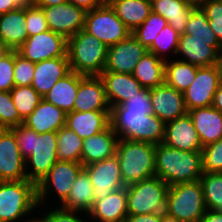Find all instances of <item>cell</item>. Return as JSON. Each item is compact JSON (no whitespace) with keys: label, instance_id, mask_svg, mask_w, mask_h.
<instances>
[{"label":"cell","instance_id":"obj_1","mask_svg":"<svg viewBox=\"0 0 222 222\" xmlns=\"http://www.w3.org/2000/svg\"><path fill=\"white\" fill-rule=\"evenodd\" d=\"M25 159L27 180L36 185L58 161L57 132L38 134L24 124L10 128Z\"/></svg>","mask_w":222,"mask_h":222},{"label":"cell","instance_id":"obj_2","mask_svg":"<svg viewBox=\"0 0 222 222\" xmlns=\"http://www.w3.org/2000/svg\"><path fill=\"white\" fill-rule=\"evenodd\" d=\"M202 151L178 150L164 143L155 145V176L169 186L200 180Z\"/></svg>","mask_w":222,"mask_h":222},{"label":"cell","instance_id":"obj_3","mask_svg":"<svg viewBox=\"0 0 222 222\" xmlns=\"http://www.w3.org/2000/svg\"><path fill=\"white\" fill-rule=\"evenodd\" d=\"M110 125L118 138L159 144L163 142L165 123L146 110L124 109L116 105L110 109Z\"/></svg>","mask_w":222,"mask_h":222},{"label":"cell","instance_id":"obj_4","mask_svg":"<svg viewBox=\"0 0 222 222\" xmlns=\"http://www.w3.org/2000/svg\"><path fill=\"white\" fill-rule=\"evenodd\" d=\"M116 156L125 186L155 176V144L119 138Z\"/></svg>","mask_w":222,"mask_h":222},{"label":"cell","instance_id":"obj_5","mask_svg":"<svg viewBox=\"0 0 222 222\" xmlns=\"http://www.w3.org/2000/svg\"><path fill=\"white\" fill-rule=\"evenodd\" d=\"M67 55L71 71L82 76H99L105 69L107 46L81 30L68 39Z\"/></svg>","mask_w":222,"mask_h":222},{"label":"cell","instance_id":"obj_6","mask_svg":"<svg viewBox=\"0 0 222 222\" xmlns=\"http://www.w3.org/2000/svg\"><path fill=\"white\" fill-rule=\"evenodd\" d=\"M37 208V189L34 182L27 179L0 181L1 222H22L32 217Z\"/></svg>","mask_w":222,"mask_h":222},{"label":"cell","instance_id":"obj_7","mask_svg":"<svg viewBox=\"0 0 222 222\" xmlns=\"http://www.w3.org/2000/svg\"><path fill=\"white\" fill-rule=\"evenodd\" d=\"M200 180L169 186L165 213L181 222H200L206 212Z\"/></svg>","mask_w":222,"mask_h":222},{"label":"cell","instance_id":"obj_8","mask_svg":"<svg viewBox=\"0 0 222 222\" xmlns=\"http://www.w3.org/2000/svg\"><path fill=\"white\" fill-rule=\"evenodd\" d=\"M169 185L158 176L126 186L128 215L164 213Z\"/></svg>","mask_w":222,"mask_h":222},{"label":"cell","instance_id":"obj_9","mask_svg":"<svg viewBox=\"0 0 222 222\" xmlns=\"http://www.w3.org/2000/svg\"><path fill=\"white\" fill-rule=\"evenodd\" d=\"M84 168L82 163L58 160L49 173L36 185L38 208H46L48 199H57L56 206L62 203L69 195L73 182ZM54 194V195H53ZM49 196V197H48ZM58 197V198H57Z\"/></svg>","mask_w":222,"mask_h":222},{"label":"cell","instance_id":"obj_10","mask_svg":"<svg viewBox=\"0 0 222 222\" xmlns=\"http://www.w3.org/2000/svg\"><path fill=\"white\" fill-rule=\"evenodd\" d=\"M84 31L95 36L107 47L126 39L131 31L117 17L110 5H101L86 12Z\"/></svg>","mask_w":222,"mask_h":222},{"label":"cell","instance_id":"obj_11","mask_svg":"<svg viewBox=\"0 0 222 222\" xmlns=\"http://www.w3.org/2000/svg\"><path fill=\"white\" fill-rule=\"evenodd\" d=\"M68 40L51 30L28 37L17 49L25 59L38 63L57 57H68Z\"/></svg>","mask_w":222,"mask_h":222},{"label":"cell","instance_id":"obj_12","mask_svg":"<svg viewBox=\"0 0 222 222\" xmlns=\"http://www.w3.org/2000/svg\"><path fill=\"white\" fill-rule=\"evenodd\" d=\"M219 85V73L216 65L198 67L195 79L183 92L187 110L212 106Z\"/></svg>","mask_w":222,"mask_h":222},{"label":"cell","instance_id":"obj_13","mask_svg":"<svg viewBox=\"0 0 222 222\" xmlns=\"http://www.w3.org/2000/svg\"><path fill=\"white\" fill-rule=\"evenodd\" d=\"M84 169L88 172L94 187V201L104 198L110 192L126 187L123 183L120 165L116 154L111 158L84 166Z\"/></svg>","mask_w":222,"mask_h":222},{"label":"cell","instance_id":"obj_14","mask_svg":"<svg viewBox=\"0 0 222 222\" xmlns=\"http://www.w3.org/2000/svg\"><path fill=\"white\" fill-rule=\"evenodd\" d=\"M222 51L219 41H201L194 36L180 34L175 59L198 67L216 65Z\"/></svg>","mask_w":222,"mask_h":222},{"label":"cell","instance_id":"obj_15","mask_svg":"<svg viewBox=\"0 0 222 222\" xmlns=\"http://www.w3.org/2000/svg\"><path fill=\"white\" fill-rule=\"evenodd\" d=\"M43 9L49 30L64 36L67 40L84 29L86 12L77 6L64 2Z\"/></svg>","mask_w":222,"mask_h":222},{"label":"cell","instance_id":"obj_16","mask_svg":"<svg viewBox=\"0 0 222 222\" xmlns=\"http://www.w3.org/2000/svg\"><path fill=\"white\" fill-rule=\"evenodd\" d=\"M148 52L131 33L126 39L107 48V61L103 72L132 74L138 61Z\"/></svg>","mask_w":222,"mask_h":222},{"label":"cell","instance_id":"obj_17","mask_svg":"<svg viewBox=\"0 0 222 222\" xmlns=\"http://www.w3.org/2000/svg\"><path fill=\"white\" fill-rule=\"evenodd\" d=\"M27 179L25 159L20 154L14 132L5 128L0 134V181Z\"/></svg>","mask_w":222,"mask_h":222},{"label":"cell","instance_id":"obj_18","mask_svg":"<svg viewBox=\"0 0 222 222\" xmlns=\"http://www.w3.org/2000/svg\"><path fill=\"white\" fill-rule=\"evenodd\" d=\"M150 98L154 115L164 123L188 113L183 92L177 91L165 82L150 89Z\"/></svg>","mask_w":222,"mask_h":222},{"label":"cell","instance_id":"obj_19","mask_svg":"<svg viewBox=\"0 0 222 222\" xmlns=\"http://www.w3.org/2000/svg\"><path fill=\"white\" fill-rule=\"evenodd\" d=\"M185 151H202V144L189 113L165 123L163 142Z\"/></svg>","mask_w":222,"mask_h":222},{"label":"cell","instance_id":"obj_20","mask_svg":"<svg viewBox=\"0 0 222 222\" xmlns=\"http://www.w3.org/2000/svg\"><path fill=\"white\" fill-rule=\"evenodd\" d=\"M110 109L101 77L79 75V86L73 111H110Z\"/></svg>","mask_w":222,"mask_h":222},{"label":"cell","instance_id":"obj_21","mask_svg":"<svg viewBox=\"0 0 222 222\" xmlns=\"http://www.w3.org/2000/svg\"><path fill=\"white\" fill-rule=\"evenodd\" d=\"M87 216L89 222H124L128 216L126 187L95 200Z\"/></svg>","mask_w":222,"mask_h":222},{"label":"cell","instance_id":"obj_22","mask_svg":"<svg viewBox=\"0 0 222 222\" xmlns=\"http://www.w3.org/2000/svg\"><path fill=\"white\" fill-rule=\"evenodd\" d=\"M118 136L111 125L105 130L83 139L81 163L83 166L113 157L116 154Z\"/></svg>","mask_w":222,"mask_h":222},{"label":"cell","instance_id":"obj_23","mask_svg":"<svg viewBox=\"0 0 222 222\" xmlns=\"http://www.w3.org/2000/svg\"><path fill=\"white\" fill-rule=\"evenodd\" d=\"M71 72L69 58L57 57L35 63L31 86L42 96L46 95L56 82Z\"/></svg>","mask_w":222,"mask_h":222},{"label":"cell","instance_id":"obj_24","mask_svg":"<svg viewBox=\"0 0 222 222\" xmlns=\"http://www.w3.org/2000/svg\"><path fill=\"white\" fill-rule=\"evenodd\" d=\"M99 76L103 80L110 108L121 105L143 88L132 74L102 72Z\"/></svg>","mask_w":222,"mask_h":222},{"label":"cell","instance_id":"obj_25","mask_svg":"<svg viewBox=\"0 0 222 222\" xmlns=\"http://www.w3.org/2000/svg\"><path fill=\"white\" fill-rule=\"evenodd\" d=\"M66 112L42 99L23 124L38 134L57 132L66 126Z\"/></svg>","mask_w":222,"mask_h":222},{"label":"cell","instance_id":"obj_26","mask_svg":"<svg viewBox=\"0 0 222 222\" xmlns=\"http://www.w3.org/2000/svg\"><path fill=\"white\" fill-rule=\"evenodd\" d=\"M198 133L202 146L222 138V113L212 106L188 111Z\"/></svg>","mask_w":222,"mask_h":222},{"label":"cell","instance_id":"obj_27","mask_svg":"<svg viewBox=\"0 0 222 222\" xmlns=\"http://www.w3.org/2000/svg\"><path fill=\"white\" fill-rule=\"evenodd\" d=\"M110 125V111H72L66 114V126L80 138L93 136Z\"/></svg>","mask_w":222,"mask_h":222},{"label":"cell","instance_id":"obj_28","mask_svg":"<svg viewBox=\"0 0 222 222\" xmlns=\"http://www.w3.org/2000/svg\"><path fill=\"white\" fill-rule=\"evenodd\" d=\"M28 38L25 7L0 15V42L17 50Z\"/></svg>","mask_w":222,"mask_h":222},{"label":"cell","instance_id":"obj_29","mask_svg":"<svg viewBox=\"0 0 222 222\" xmlns=\"http://www.w3.org/2000/svg\"><path fill=\"white\" fill-rule=\"evenodd\" d=\"M93 185L88 172L83 168L73 182L68 197L59 206L65 210L88 213L93 204Z\"/></svg>","mask_w":222,"mask_h":222},{"label":"cell","instance_id":"obj_30","mask_svg":"<svg viewBox=\"0 0 222 222\" xmlns=\"http://www.w3.org/2000/svg\"><path fill=\"white\" fill-rule=\"evenodd\" d=\"M195 6L187 0H158L152 3V11L166 19L168 24L182 34Z\"/></svg>","mask_w":222,"mask_h":222},{"label":"cell","instance_id":"obj_31","mask_svg":"<svg viewBox=\"0 0 222 222\" xmlns=\"http://www.w3.org/2000/svg\"><path fill=\"white\" fill-rule=\"evenodd\" d=\"M79 86V74L71 71L65 77L59 79L43 99L64 112L69 113L74 109V102Z\"/></svg>","mask_w":222,"mask_h":222},{"label":"cell","instance_id":"obj_32","mask_svg":"<svg viewBox=\"0 0 222 222\" xmlns=\"http://www.w3.org/2000/svg\"><path fill=\"white\" fill-rule=\"evenodd\" d=\"M110 6L131 32L152 12V3L149 0H116Z\"/></svg>","mask_w":222,"mask_h":222},{"label":"cell","instance_id":"obj_33","mask_svg":"<svg viewBox=\"0 0 222 222\" xmlns=\"http://www.w3.org/2000/svg\"><path fill=\"white\" fill-rule=\"evenodd\" d=\"M165 60L147 52L137 63L132 75L143 88L152 89L164 83Z\"/></svg>","mask_w":222,"mask_h":222},{"label":"cell","instance_id":"obj_34","mask_svg":"<svg viewBox=\"0 0 222 222\" xmlns=\"http://www.w3.org/2000/svg\"><path fill=\"white\" fill-rule=\"evenodd\" d=\"M197 69L198 66L173 58L166 60L164 82L177 91L184 92L195 79Z\"/></svg>","mask_w":222,"mask_h":222},{"label":"cell","instance_id":"obj_35","mask_svg":"<svg viewBox=\"0 0 222 222\" xmlns=\"http://www.w3.org/2000/svg\"><path fill=\"white\" fill-rule=\"evenodd\" d=\"M83 139L67 126L57 131V157L60 161L81 163Z\"/></svg>","mask_w":222,"mask_h":222},{"label":"cell","instance_id":"obj_36","mask_svg":"<svg viewBox=\"0 0 222 222\" xmlns=\"http://www.w3.org/2000/svg\"><path fill=\"white\" fill-rule=\"evenodd\" d=\"M179 37L180 33H178L170 24H167L158 33L152 45L148 48V52L153 53L165 61L172 59V57L175 59L174 55H176L177 52Z\"/></svg>","mask_w":222,"mask_h":222},{"label":"cell","instance_id":"obj_37","mask_svg":"<svg viewBox=\"0 0 222 222\" xmlns=\"http://www.w3.org/2000/svg\"><path fill=\"white\" fill-rule=\"evenodd\" d=\"M200 182L206 209L222 210V172H203Z\"/></svg>","mask_w":222,"mask_h":222},{"label":"cell","instance_id":"obj_38","mask_svg":"<svg viewBox=\"0 0 222 222\" xmlns=\"http://www.w3.org/2000/svg\"><path fill=\"white\" fill-rule=\"evenodd\" d=\"M13 104L24 120L37 107L43 97L31 86H14L10 91Z\"/></svg>","mask_w":222,"mask_h":222},{"label":"cell","instance_id":"obj_39","mask_svg":"<svg viewBox=\"0 0 222 222\" xmlns=\"http://www.w3.org/2000/svg\"><path fill=\"white\" fill-rule=\"evenodd\" d=\"M184 34L194 36V39L201 41H218L210 27L206 13L200 6L193 8Z\"/></svg>","mask_w":222,"mask_h":222},{"label":"cell","instance_id":"obj_40","mask_svg":"<svg viewBox=\"0 0 222 222\" xmlns=\"http://www.w3.org/2000/svg\"><path fill=\"white\" fill-rule=\"evenodd\" d=\"M168 24V21L153 11L148 18L131 33L147 49L152 45L158 33Z\"/></svg>","mask_w":222,"mask_h":222},{"label":"cell","instance_id":"obj_41","mask_svg":"<svg viewBox=\"0 0 222 222\" xmlns=\"http://www.w3.org/2000/svg\"><path fill=\"white\" fill-rule=\"evenodd\" d=\"M23 121L13 104L10 91H0V126L10 129L23 124Z\"/></svg>","mask_w":222,"mask_h":222},{"label":"cell","instance_id":"obj_42","mask_svg":"<svg viewBox=\"0 0 222 222\" xmlns=\"http://www.w3.org/2000/svg\"><path fill=\"white\" fill-rule=\"evenodd\" d=\"M203 172H222V138L202 148Z\"/></svg>","mask_w":222,"mask_h":222},{"label":"cell","instance_id":"obj_43","mask_svg":"<svg viewBox=\"0 0 222 222\" xmlns=\"http://www.w3.org/2000/svg\"><path fill=\"white\" fill-rule=\"evenodd\" d=\"M35 63L25 59L17 50H14V82L15 86H28L32 84Z\"/></svg>","mask_w":222,"mask_h":222},{"label":"cell","instance_id":"obj_44","mask_svg":"<svg viewBox=\"0 0 222 222\" xmlns=\"http://www.w3.org/2000/svg\"><path fill=\"white\" fill-rule=\"evenodd\" d=\"M222 46V0H206L199 5Z\"/></svg>","mask_w":222,"mask_h":222},{"label":"cell","instance_id":"obj_45","mask_svg":"<svg viewBox=\"0 0 222 222\" xmlns=\"http://www.w3.org/2000/svg\"><path fill=\"white\" fill-rule=\"evenodd\" d=\"M55 203L52 205L50 204V209L48 207L42 213L41 210V217L44 219L45 222H89L88 220H84L83 218L88 217L86 213L80 211H72V210H65L62 209L60 206L54 207ZM79 214V215H78ZM85 215V216H84ZM81 216V217H80Z\"/></svg>","mask_w":222,"mask_h":222},{"label":"cell","instance_id":"obj_46","mask_svg":"<svg viewBox=\"0 0 222 222\" xmlns=\"http://www.w3.org/2000/svg\"><path fill=\"white\" fill-rule=\"evenodd\" d=\"M28 37L49 30L43 9L37 5L25 8Z\"/></svg>","mask_w":222,"mask_h":222},{"label":"cell","instance_id":"obj_47","mask_svg":"<svg viewBox=\"0 0 222 222\" xmlns=\"http://www.w3.org/2000/svg\"><path fill=\"white\" fill-rule=\"evenodd\" d=\"M14 82V50L0 61V91H11Z\"/></svg>","mask_w":222,"mask_h":222},{"label":"cell","instance_id":"obj_48","mask_svg":"<svg viewBox=\"0 0 222 222\" xmlns=\"http://www.w3.org/2000/svg\"><path fill=\"white\" fill-rule=\"evenodd\" d=\"M121 106L124 109L146 110L147 115L154 114L153 106L151 104L150 89L142 88L133 97L124 101Z\"/></svg>","mask_w":222,"mask_h":222},{"label":"cell","instance_id":"obj_49","mask_svg":"<svg viewBox=\"0 0 222 222\" xmlns=\"http://www.w3.org/2000/svg\"><path fill=\"white\" fill-rule=\"evenodd\" d=\"M162 213L128 215L124 222H161Z\"/></svg>","mask_w":222,"mask_h":222},{"label":"cell","instance_id":"obj_50","mask_svg":"<svg viewBox=\"0 0 222 222\" xmlns=\"http://www.w3.org/2000/svg\"><path fill=\"white\" fill-rule=\"evenodd\" d=\"M68 3L83 9L85 12L91 11L102 5L100 0H68Z\"/></svg>","mask_w":222,"mask_h":222},{"label":"cell","instance_id":"obj_51","mask_svg":"<svg viewBox=\"0 0 222 222\" xmlns=\"http://www.w3.org/2000/svg\"><path fill=\"white\" fill-rule=\"evenodd\" d=\"M200 222H222V211L207 209Z\"/></svg>","mask_w":222,"mask_h":222},{"label":"cell","instance_id":"obj_52","mask_svg":"<svg viewBox=\"0 0 222 222\" xmlns=\"http://www.w3.org/2000/svg\"><path fill=\"white\" fill-rule=\"evenodd\" d=\"M19 8L14 0H0V15Z\"/></svg>","mask_w":222,"mask_h":222},{"label":"cell","instance_id":"obj_53","mask_svg":"<svg viewBox=\"0 0 222 222\" xmlns=\"http://www.w3.org/2000/svg\"><path fill=\"white\" fill-rule=\"evenodd\" d=\"M212 107L216 108L222 113V84L218 86L213 98Z\"/></svg>","mask_w":222,"mask_h":222},{"label":"cell","instance_id":"obj_54","mask_svg":"<svg viewBox=\"0 0 222 222\" xmlns=\"http://www.w3.org/2000/svg\"><path fill=\"white\" fill-rule=\"evenodd\" d=\"M64 2H68V0H36V5L39 7H52Z\"/></svg>","mask_w":222,"mask_h":222},{"label":"cell","instance_id":"obj_55","mask_svg":"<svg viewBox=\"0 0 222 222\" xmlns=\"http://www.w3.org/2000/svg\"><path fill=\"white\" fill-rule=\"evenodd\" d=\"M19 7H32L36 5V0H14Z\"/></svg>","mask_w":222,"mask_h":222},{"label":"cell","instance_id":"obj_56","mask_svg":"<svg viewBox=\"0 0 222 222\" xmlns=\"http://www.w3.org/2000/svg\"><path fill=\"white\" fill-rule=\"evenodd\" d=\"M12 50L0 42V61L7 56Z\"/></svg>","mask_w":222,"mask_h":222},{"label":"cell","instance_id":"obj_57","mask_svg":"<svg viewBox=\"0 0 222 222\" xmlns=\"http://www.w3.org/2000/svg\"><path fill=\"white\" fill-rule=\"evenodd\" d=\"M216 67L218 69L220 83L222 84V51L218 55Z\"/></svg>","mask_w":222,"mask_h":222},{"label":"cell","instance_id":"obj_58","mask_svg":"<svg viewBox=\"0 0 222 222\" xmlns=\"http://www.w3.org/2000/svg\"><path fill=\"white\" fill-rule=\"evenodd\" d=\"M161 222H181L177 220L175 217L168 215L167 213H162Z\"/></svg>","mask_w":222,"mask_h":222},{"label":"cell","instance_id":"obj_59","mask_svg":"<svg viewBox=\"0 0 222 222\" xmlns=\"http://www.w3.org/2000/svg\"><path fill=\"white\" fill-rule=\"evenodd\" d=\"M33 217L34 218L29 217V219H26V221H22V222H45L44 219L41 216L40 217L39 216L35 217L34 214H33ZM30 218H32V219H30Z\"/></svg>","mask_w":222,"mask_h":222},{"label":"cell","instance_id":"obj_60","mask_svg":"<svg viewBox=\"0 0 222 222\" xmlns=\"http://www.w3.org/2000/svg\"><path fill=\"white\" fill-rule=\"evenodd\" d=\"M190 3H193L196 6H199L202 2L206 1V0H187Z\"/></svg>","mask_w":222,"mask_h":222},{"label":"cell","instance_id":"obj_61","mask_svg":"<svg viewBox=\"0 0 222 222\" xmlns=\"http://www.w3.org/2000/svg\"><path fill=\"white\" fill-rule=\"evenodd\" d=\"M103 5H110L116 0H100Z\"/></svg>","mask_w":222,"mask_h":222},{"label":"cell","instance_id":"obj_62","mask_svg":"<svg viewBox=\"0 0 222 222\" xmlns=\"http://www.w3.org/2000/svg\"><path fill=\"white\" fill-rule=\"evenodd\" d=\"M5 128L3 126H0V134Z\"/></svg>","mask_w":222,"mask_h":222},{"label":"cell","instance_id":"obj_63","mask_svg":"<svg viewBox=\"0 0 222 222\" xmlns=\"http://www.w3.org/2000/svg\"><path fill=\"white\" fill-rule=\"evenodd\" d=\"M151 3L155 2V1H158V0H149Z\"/></svg>","mask_w":222,"mask_h":222}]
</instances>
